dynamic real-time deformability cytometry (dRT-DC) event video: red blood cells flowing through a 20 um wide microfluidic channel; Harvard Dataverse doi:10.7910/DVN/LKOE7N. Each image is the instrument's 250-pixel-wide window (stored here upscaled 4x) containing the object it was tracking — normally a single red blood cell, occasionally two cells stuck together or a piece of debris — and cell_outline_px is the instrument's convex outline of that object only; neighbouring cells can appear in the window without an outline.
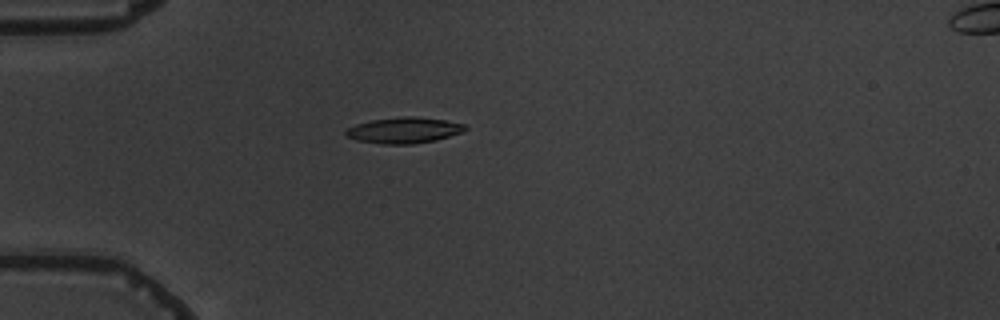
{"species": "common noctule bat (a hibernating species)", "species_latin": "Nyctalus noctula", "temperature_condition": "warm", "stored_images_in_passage": 5, "camera_frame_rate_fps": 3000, "um_per_image_px": 0.085, "animal": {"sex": "male", "body_mass_g": 19.5, "forearm_length_mm": 54.6}, "frame": {"image": 1, "passage_image": 4, "time_ms": 3.667, "image_size_px": [1000, 320], "cell_outline_px": [[468, 128], [464, 132], [436, 140], [412, 144], [384, 144], [356, 140], [348, 136], [344, 132], [348, 128], [356, 124], [372, 120], [404, 116], [412, 116], [444, 120], [464, 124]], "centroid_in_image_um": [34.36, 11.07], "position_along_channel_um": 50.6, "area_um2": 17.92}}